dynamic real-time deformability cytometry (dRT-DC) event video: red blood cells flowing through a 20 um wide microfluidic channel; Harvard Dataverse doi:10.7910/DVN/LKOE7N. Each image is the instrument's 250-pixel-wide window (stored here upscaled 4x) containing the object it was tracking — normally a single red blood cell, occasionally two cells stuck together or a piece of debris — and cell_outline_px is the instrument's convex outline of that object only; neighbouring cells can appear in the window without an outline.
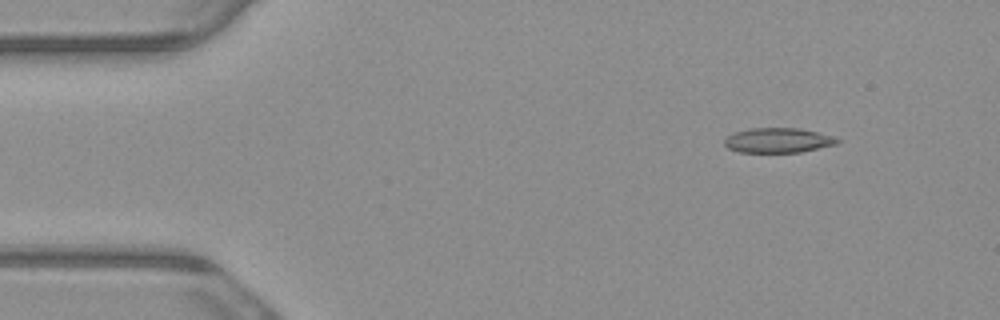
{"species": "common noctule bat (a hibernating species)", "species_latin": "Nyctalus noctula", "temperature_condition": "warm", "stored_images_in_passage": 5, "camera_frame_rate_fps": 3000, "um_per_image_px": 0.085, "animal": {"sex": "male", "body_mass_g": 23.1, "forearm_length_mm": 52.7}, "frame": {"image": 1, "passage_image": 1, "time_ms": 0.0, "image_size_px": [1000, 320], "cell_outline_px": [[844, 140], [836, 144], [800, 152], [740, 152], [728, 148], [724, 144], [724, 140], [728, 136], [736, 132], [752, 128], [800, 128], [832, 136]], "centroid_in_image_um": [66.16, 11.93], "position_along_channel_um": 18.8, "area_um2": 16.18}}
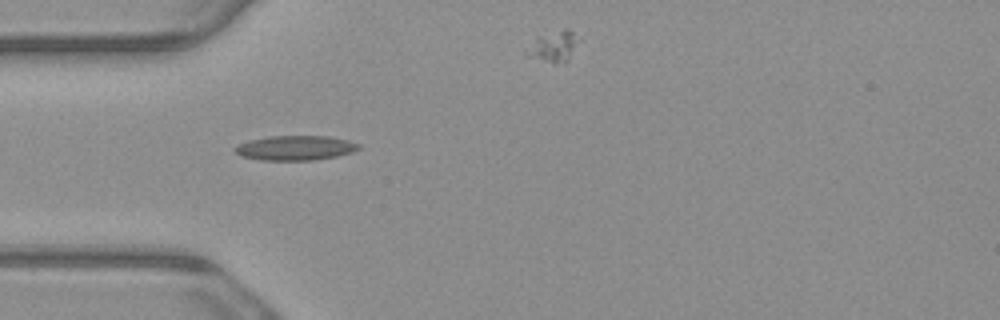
{"frame": {"image": 2, "passage_image": 3, "time_ms": 0.667, "image_size_px": [1000, 320], "cell_outline_px": [[360, 148], [352, 152], [336, 156], [312, 160], [260, 160], [240, 156], [232, 148], [236, 144], [248, 140], [268, 136], [328, 136], [348, 140], [360, 144]], "centroid_in_image_um": [25.05, 12.57], "position_along_channel_um": 59.9, "area_um2": 17.92}}
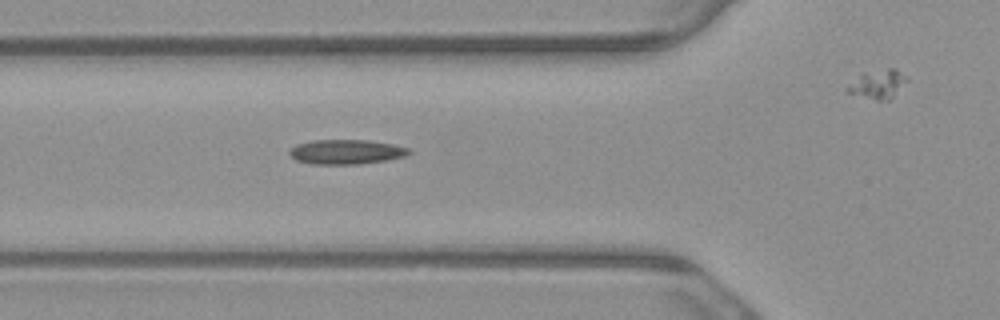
{"frame": {"image": 3, "passage_image": 4, "time_ms": 1.0, "image_size_px": [1000, 320], "cell_outline_px": [[412, 152], [404, 156], [384, 160], [360, 164], [312, 164], [296, 160], [288, 152], [296, 144], [312, 140], [368, 140], [392, 144], [408, 148]], "centroid_in_image_um": [29.4, 12.9], "position_along_channel_um": 96.4, "area_um2": 16.99}}